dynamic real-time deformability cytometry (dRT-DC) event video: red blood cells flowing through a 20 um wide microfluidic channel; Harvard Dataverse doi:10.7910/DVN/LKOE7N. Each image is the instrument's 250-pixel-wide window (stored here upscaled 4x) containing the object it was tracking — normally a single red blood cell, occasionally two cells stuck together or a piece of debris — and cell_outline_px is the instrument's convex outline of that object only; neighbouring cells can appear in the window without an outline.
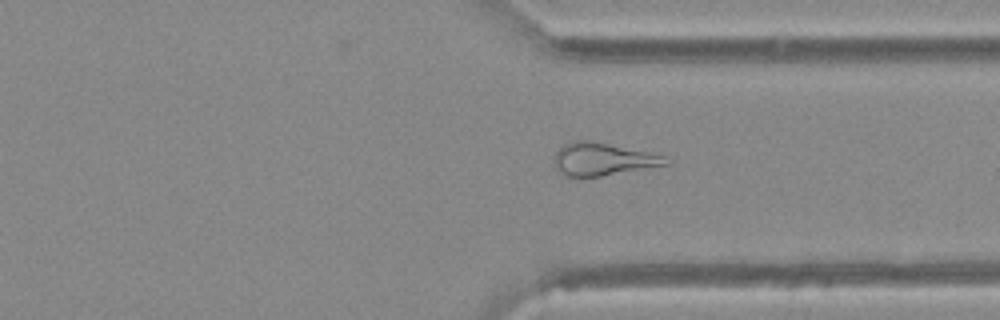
{"species": "Egyptian fruit bat (a non-hibernating species)", "species_latin": "Rousettus aegyptiacus", "temperature_condition": "warm", "stored_images_in_passage": 37, "camera_frame_rate_fps": 3000, "um_per_image_px": 0.085, "animal": {"sex": "female"}, "frame": {"image": 1, "passage_image": 25, "time_ms": 8.0, "image_size_px": [1000, 320], "cell_outline_px": [[672, 164], [600, 176], [564, 176], [556, 168], [556, 152], [564, 144], [572, 140], [592, 140], [648, 152], [664, 156], [672, 160]], "centroid_in_image_um": [51.29, 13.52], "position_along_channel_um": 360.1, "area_um2": 21.15}}
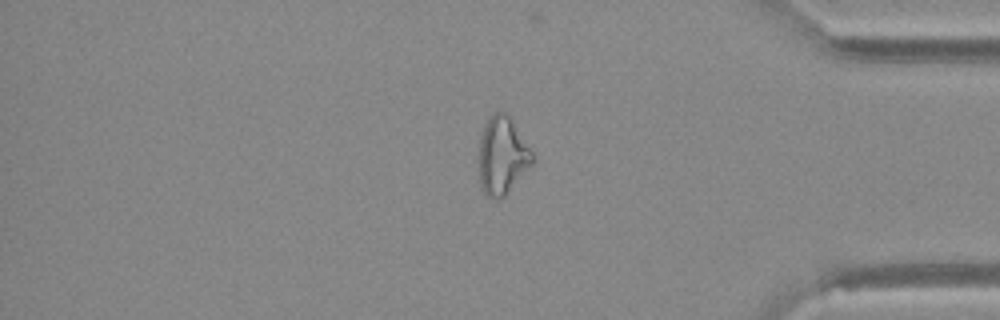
{"frame": {"image": 2, "passage_image": 29, "time_ms": 9.333, "image_size_px": [1000, 320], "cell_outline_px": [[536, 160], [508, 192], [504, 196], [496, 200], [488, 196], [480, 188], [480, 136], [492, 112], [508, 112], [532, 152]], "centroid_in_image_um": [42.71, 13.22], "position_along_channel_um": 392.5, "area_um2": 24.1}}
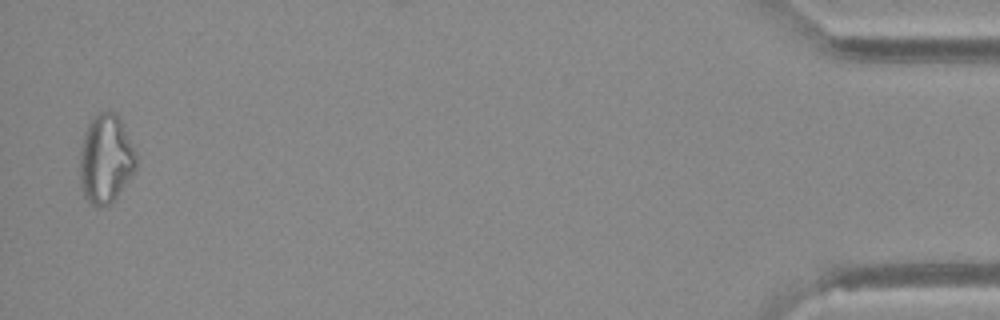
{"frame": {"image": 3, "passage_image": 36, "time_ms": 11.667, "image_size_px": [1000, 320], "cell_outline_px": [[136, 168], [116, 196], [108, 204], [96, 208], [84, 196], [80, 180], [80, 148], [84, 132], [88, 124], [100, 112], [116, 112], [136, 152]], "centroid_in_image_um": [8.97, 13.51], "position_along_channel_um": 426.2, "area_um2": 28.67}}